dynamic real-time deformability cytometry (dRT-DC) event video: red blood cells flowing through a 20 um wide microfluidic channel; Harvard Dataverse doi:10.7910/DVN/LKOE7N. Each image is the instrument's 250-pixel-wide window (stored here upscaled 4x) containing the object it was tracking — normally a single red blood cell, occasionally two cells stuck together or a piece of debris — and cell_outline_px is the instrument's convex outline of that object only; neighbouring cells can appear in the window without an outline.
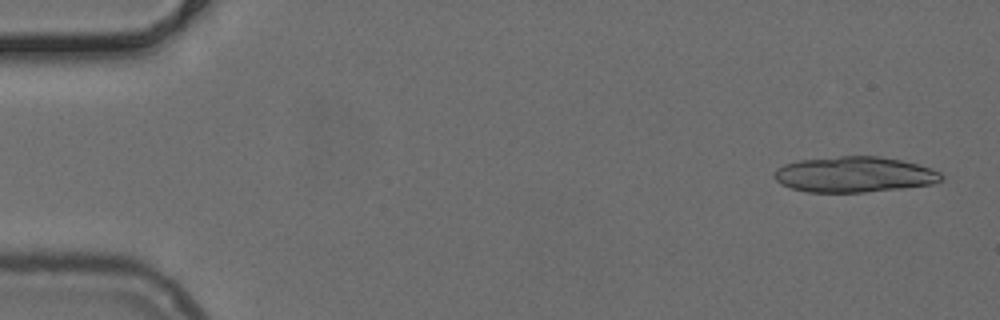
{"species": "common noctule bat (a hibernating species)", "species_latin": "Nyctalus noctula", "temperature_condition": "cold", "stored_images_in_passage": 51, "segment_of_instrument_passage": [1, 2], "camera_frame_rate_fps": 3000, "um_per_image_px": 0.085, "animal": {"sex": "female", "body_mass_g": 24.6, "forearm_length_mm": 56.2}, "frame": {"image": 1, "passage_image": 2, "time_ms": 0.333, "image_size_px": [1000, 320], "cell_outline_px": [[944, 176], [940, 180], [932, 184], [904, 188], [864, 192], [808, 192], [792, 188], [780, 184], [772, 176], [776, 168], [784, 164], [796, 160], [840, 156], [880, 156], [900, 160], [916, 164], [940, 172]], "centroid_in_image_um": [72.56, 14.83], "position_along_channel_um": 12.4, "area_um2": 34.74}}